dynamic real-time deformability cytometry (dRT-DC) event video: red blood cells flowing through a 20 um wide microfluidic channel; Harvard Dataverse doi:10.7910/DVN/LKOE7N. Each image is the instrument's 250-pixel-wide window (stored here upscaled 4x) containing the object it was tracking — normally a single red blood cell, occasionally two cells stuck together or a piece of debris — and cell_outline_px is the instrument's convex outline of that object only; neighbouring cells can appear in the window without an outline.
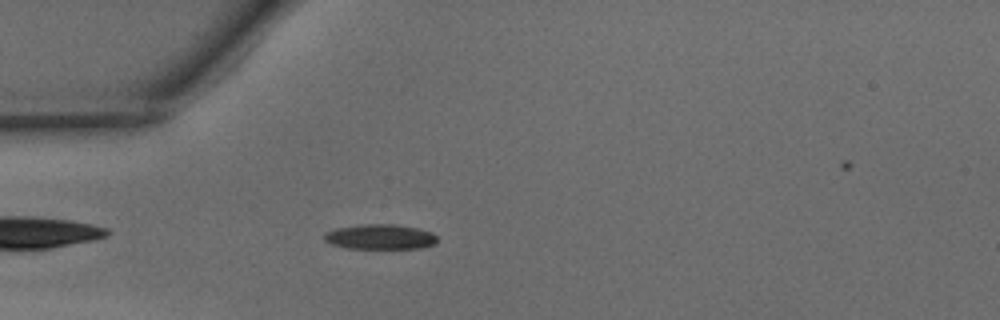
{"species": "common noctule bat (a hibernating species)", "species_latin": "Nyctalus noctula", "temperature_condition": "warm", "stored_images_in_passage": 38, "camera_frame_rate_fps": 3000, "um_per_image_px": 0.085, "animal": {"sex": "male", "body_mass_g": 15.6}, "frame": {"image": 1, "passage_image": 4, "time_ms": 1.0, "image_size_px": [1000, 320], "cell_outline_px": [[436, 244], [420, 248], [348, 248], [332, 244], [324, 240], [324, 232], [336, 228], [364, 224], [396, 224], [416, 228], [432, 232], [436, 236]], "centroid_in_image_um": [32.31, 20.12], "position_along_channel_um": 52.7, "area_um2": 16.42}}
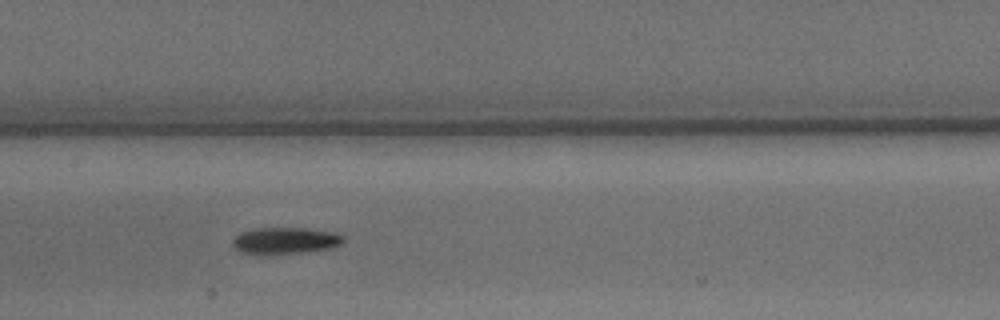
{"frame": {"image": 2, "passage_image": 14, "time_ms": 4.333, "image_size_px": [1000, 320], "cell_outline_px": [[344, 244], [332, 248], [304, 252], [240, 252], [232, 244], [232, 240], [240, 232], [256, 228], [308, 228], [336, 232], [344, 236]], "centroid_in_image_um": [24.34, 20.41], "position_along_channel_um": 183.1, "area_um2": 16.82}}
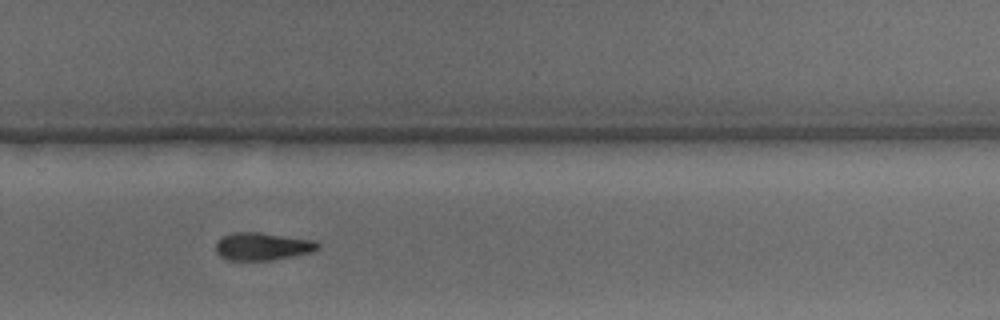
{"frame": {"image": 3, "passage_image": 23, "time_ms": 7.333, "image_size_px": [1000, 320], "cell_outline_px": [[320, 248], [312, 252], [292, 256], [268, 260], [228, 260], [220, 256], [216, 252], [216, 240], [220, 236], [232, 232], [260, 232], [316, 240], [320, 244]], "centroid_in_image_um": [22.29, 20.92], "position_along_channel_um": 307.5, "area_um2": 16.7}, "authors_computed_cell_mechanics": {"area_um2": 16.7042, "velocity_mm_per_s": 4.1717, "shape_relaxation_time_tau1_ms": 5.5079, "shape_relaxation_time_tau2_ms": null, "deformation_change_tau1": 0.1576, "deformation_change_tau2": null}}